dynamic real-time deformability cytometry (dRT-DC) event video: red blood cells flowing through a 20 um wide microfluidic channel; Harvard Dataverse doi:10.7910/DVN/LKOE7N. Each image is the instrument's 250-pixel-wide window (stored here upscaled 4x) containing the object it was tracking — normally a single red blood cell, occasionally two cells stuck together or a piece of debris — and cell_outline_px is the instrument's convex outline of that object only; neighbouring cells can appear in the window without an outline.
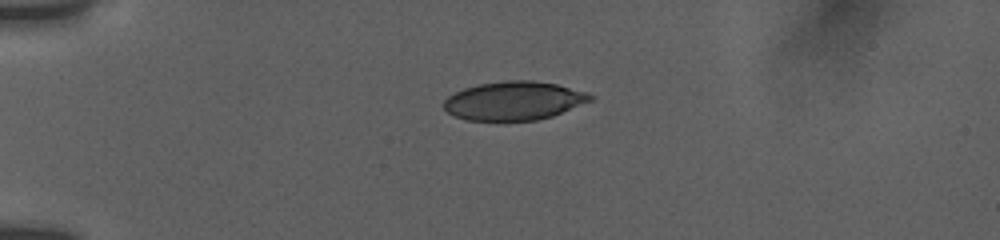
{"species": "human", "species_latin": "Homo sapiens", "temperature_condition": "room temperature", "stored_images_in_passage": 39, "camera_frame_rate_fps": 3000, "um_per_image_px": 0.085, "donor": {"sex": "female"}, "frame": {"image": 1, "passage_image": 1, "time_ms": 0.0, "image_size_px": [1000, 240], "cell_outline_px": [[592, 100], [552, 116], [536, 120], [468, 120], [456, 116], [448, 112], [444, 108], [444, 100], [448, 96], [464, 88], [480, 84], [508, 80], [532, 80], [556, 84], [584, 92], [592, 96]], "centroid_in_image_um": [43.66, 8.56], "position_along_channel_um": 41.3, "area_um2": 32.48}}
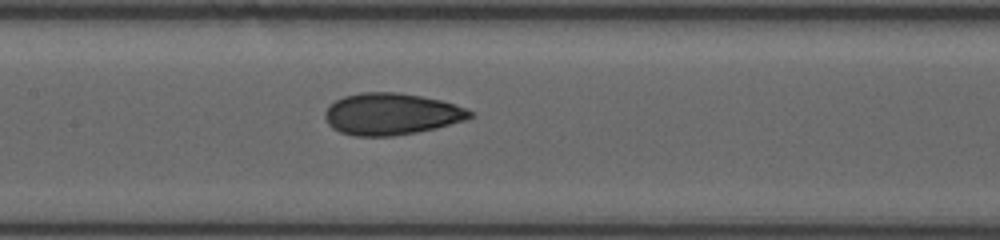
{"frame": {"image": 2, "passage_image": 15, "time_ms": 4.667, "image_size_px": [1000, 240], "cell_outline_px": [[476, 112], [472, 116], [464, 120], [436, 128], [416, 132], [392, 136], [356, 136], [340, 132], [332, 128], [328, 124], [324, 116], [324, 112], [336, 100], [344, 96], [360, 92], [396, 92], [420, 96], [440, 100]], "centroid_in_image_um": [33.24, 9.69], "position_along_channel_um": 174.2, "area_um2": 35.03}}
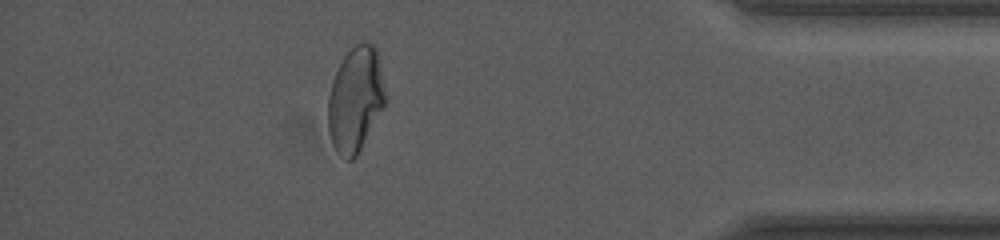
{"frame": {"image": 3, "passage_image": 33, "time_ms": 11.667, "image_size_px": [1000, 240], "cell_outline_px": [[384, 108], [356, 156], [352, 160], [344, 160], [336, 152], [332, 144], [328, 132], [328, 96], [332, 80], [344, 56], [356, 44], [364, 40], [376, 44], [380, 64], [384, 92]], "centroid_in_image_um": [30.2, 8.45], "position_along_channel_um": 405.0, "area_um2": 35.14}, "authors_computed_cell_mechanics": {"area_um2": 34.6222, "velocity_mm_per_s": 3.7843, "shape_relaxation_time_tau1_ms": null, "shape_relaxation_time_tau2_ms": 1.2564, "deformation_change_tau1": null, "deformation_change_tau2": 0.0711}}